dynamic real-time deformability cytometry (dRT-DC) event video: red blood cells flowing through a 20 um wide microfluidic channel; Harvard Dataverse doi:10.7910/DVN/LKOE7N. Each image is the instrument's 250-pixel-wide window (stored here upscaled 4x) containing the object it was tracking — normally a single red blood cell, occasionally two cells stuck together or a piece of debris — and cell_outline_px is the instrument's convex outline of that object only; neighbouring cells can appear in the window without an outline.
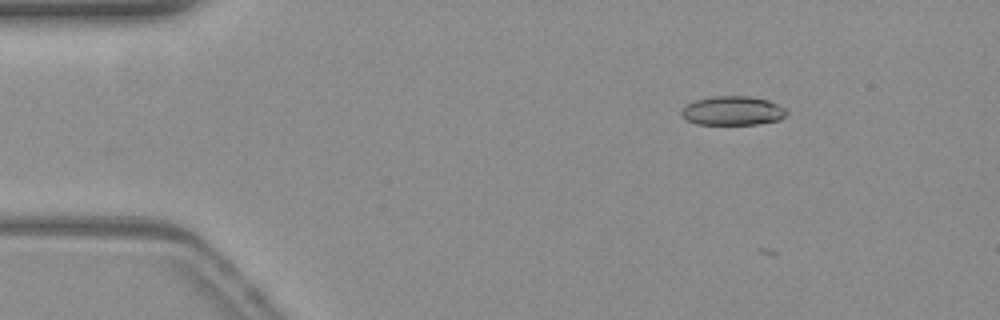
{"species": "common noctule bat (a hibernating species)", "species_latin": "Nyctalus noctula", "temperature_condition": "warm", "stored_images_in_passage": 2, "camera_frame_rate_fps": 3000, "um_per_image_px": 0.085, "animal": {"sex": "female", "body_mass_g": 19.3, "forearm_length_mm": 54.1}, "frame": {"image": 1, "passage_image": 1, "time_ms": 0.0, "image_size_px": [1000, 320], "cell_outline_px": [[788, 112], [780, 120], [756, 124], [696, 124], [688, 120], [680, 112], [688, 104], [696, 100], [712, 96], [748, 96], [768, 100], [784, 108]], "centroid_in_image_um": [62.29, 9.41], "position_along_channel_um": 22.7, "area_um2": 17.57}}